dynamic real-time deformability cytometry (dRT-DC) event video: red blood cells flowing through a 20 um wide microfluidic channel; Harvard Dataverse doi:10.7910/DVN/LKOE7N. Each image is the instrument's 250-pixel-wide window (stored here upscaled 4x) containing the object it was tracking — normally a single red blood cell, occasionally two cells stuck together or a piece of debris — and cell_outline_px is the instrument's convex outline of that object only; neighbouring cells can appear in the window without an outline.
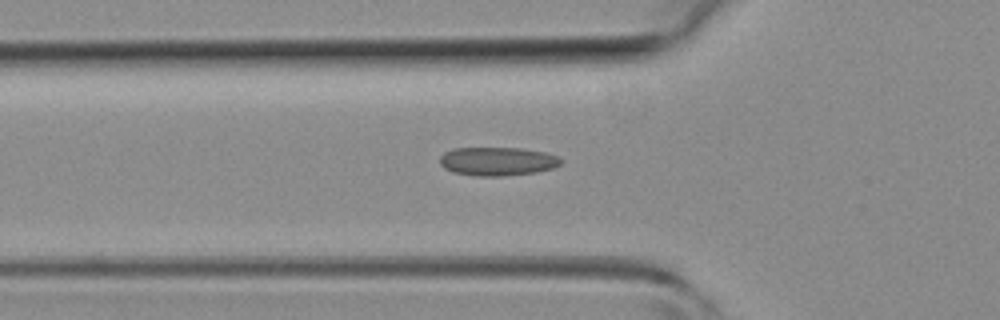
{"species": "common noctule bat (a hibernating species)", "species_latin": "Nyctalus noctula", "temperature_condition": "room temperature", "stored_images_in_passage": 42, "camera_frame_rate_fps": 3000, "um_per_image_px": 0.085, "animal": {"sex": "female", "body_mass_g": 19.3, "forearm_length_mm": 54.1}, "frame": {"image": 1, "passage_image": 14, "time_ms": 4.333, "image_size_px": [1000, 320], "cell_outline_px": [[560, 164], [552, 168], [536, 172], [500, 176], [476, 176], [452, 172], [444, 168], [440, 164], [440, 156], [444, 152], [452, 148], [524, 148], [544, 152], [560, 156]], "centroid_in_image_um": [42.25, 13.7], "position_along_channel_um": 83.5, "area_um2": 20.23}}
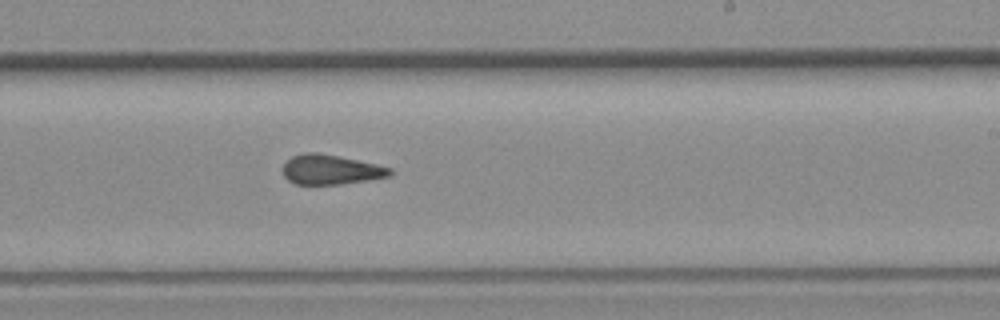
{"frame": {"image": 2, "passage_image": 25, "time_ms": 8.0, "image_size_px": [1000, 320], "cell_outline_px": [[392, 172], [388, 176], [368, 180], [340, 184], [296, 184], [288, 180], [284, 176], [284, 164], [292, 156], [304, 152], [316, 152], [376, 164], [392, 168]], "centroid_in_image_um": [28.1, 14.42], "position_along_channel_um": 260.9, "area_um2": 18.26}}
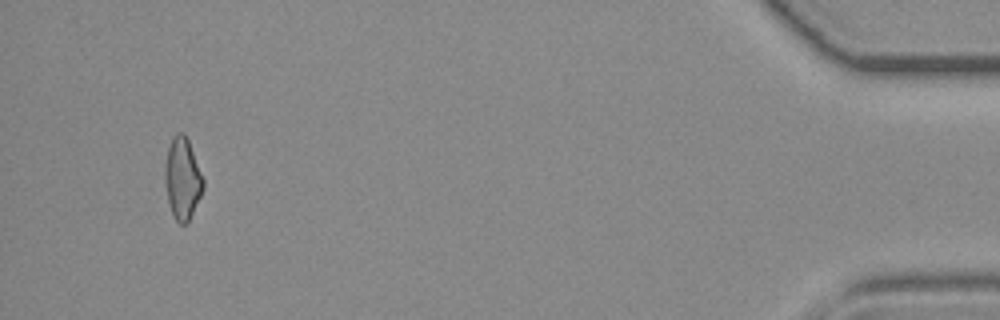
{"frame": {"image": 3, "passage_image": 40, "time_ms": 13.0, "image_size_px": [1000, 320], "cell_outline_px": [[204, 188], [188, 224], [180, 224], [176, 220], [172, 212], [168, 200], [164, 180], [164, 164], [168, 148], [172, 136], [176, 132], [184, 132], [188, 140], [204, 180]], "centroid_in_image_um": [15.5, 15.17], "position_along_channel_um": 419.7, "area_um2": 18.32}}